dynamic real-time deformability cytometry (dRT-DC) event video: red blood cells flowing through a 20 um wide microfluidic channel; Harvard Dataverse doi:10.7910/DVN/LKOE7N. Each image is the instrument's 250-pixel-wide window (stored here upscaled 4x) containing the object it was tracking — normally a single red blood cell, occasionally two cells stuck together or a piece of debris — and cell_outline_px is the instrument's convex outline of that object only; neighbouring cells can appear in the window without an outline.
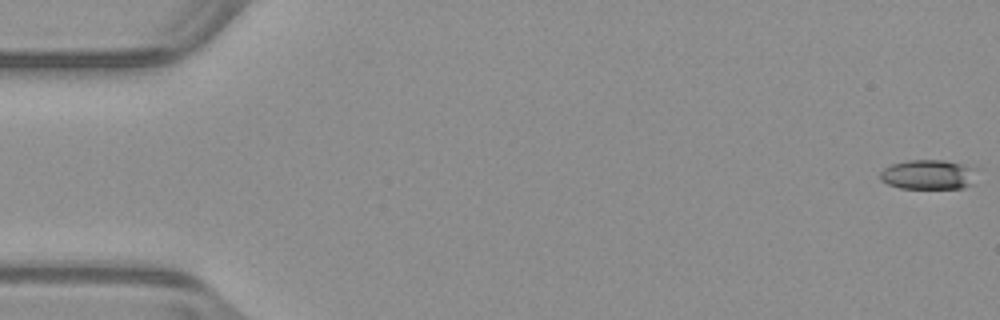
{"species": "common noctule bat (a hibernating species)", "species_latin": "Nyctalus noctula", "temperature_condition": "warm", "stored_images_in_passage": 53, "camera_frame_rate_fps": 3000, "um_per_image_px": 0.085, "animal": {"sex": "male", "body_mass_g": 23.1, "forearm_length_mm": 52.7}, "frame": {"image": 1, "passage_image": 1, "time_ms": 0.0, "image_size_px": [1000, 320], "cell_outline_px": [[984, 168], [972, 184], [964, 188], [900, 188], [888, 184], [880, 180], [880, 172], [884, 168], [892, 164], [908, 160], [944, 160]], "centroid_in_image_um": [79.04, 14.83], "position_along_channel_um": 6.0, "area_um2": 17.34}}
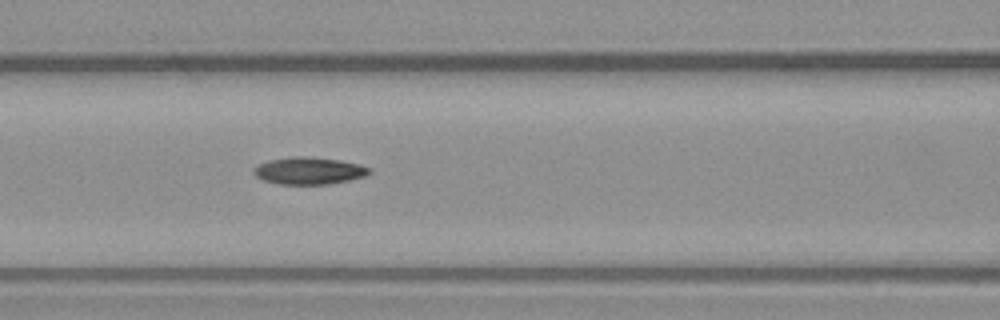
{"frame": {"image": 2, "passage_image": 23, "time_ms": 7.333, "image_size_px": [1000, 320], "cell_outline_px": [[372, 172], [364, 176], [348, 180], [328, 184], [280, 184], [264, 180], [256, 176], [252, 172], [252, 168], [268, 160], [292, 156], [308, 156], [340, 160], [360, 164], [372, 168]], "centroid_in_image_um": [26.27, 14.5], "position_along_channel_um": 140.3, "area_um2": 18.38}}
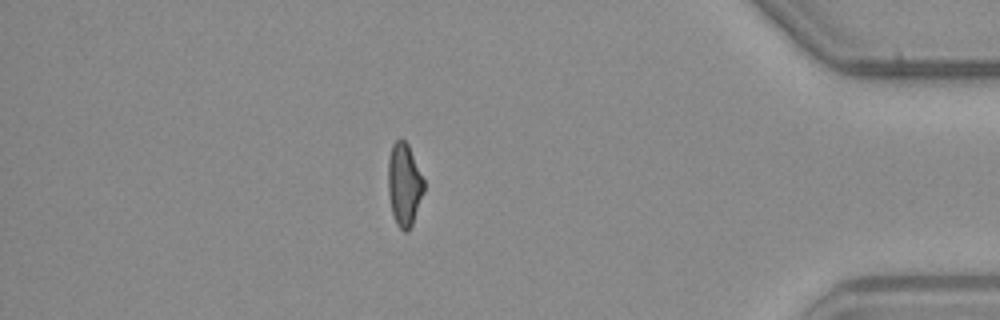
{"frame": {"image": 3, "passage_image": 46, "time_ms": 15.0, "image_size_px": [1000, 320], "cell_outline_px": [[424, 192], [412, 224], [408, 232], [404, 232], [396, 224], [392, 212], [388, 192], [388, 156], [392, 144], [400, 136], [408, 144], [424, 180]], "centroid_in_image_um": [34.34, 15.66], "position_along_channel_um": 400.9, "area_um2": 17.4}, "authors_computed_cell_mechanics": {"area_um2": 17.5712, "velocity_mm_per_s": 3.9642, "shape_relaxation_time_tau1_ms": null, "shape_relaxation_time_tau2_ms": 4.2941, "deformation_change_tau1": null, "deformation_change_tau2": 0.1179}}